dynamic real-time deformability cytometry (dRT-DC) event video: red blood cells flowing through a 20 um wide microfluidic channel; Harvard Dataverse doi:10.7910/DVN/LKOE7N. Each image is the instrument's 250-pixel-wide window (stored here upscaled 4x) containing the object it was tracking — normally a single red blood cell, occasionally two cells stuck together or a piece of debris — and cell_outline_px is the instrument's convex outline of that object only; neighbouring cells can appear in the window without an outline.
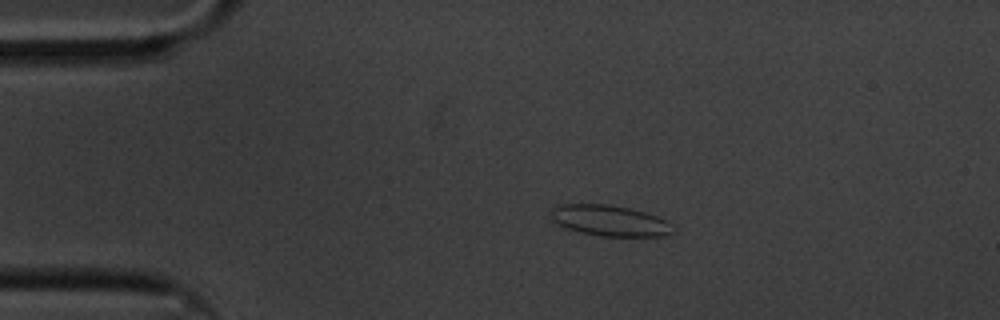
{"species": "common noctule bat (a hibernating species)", "species_latin": "Nyctalus noctula", "temperature_condition": "cold", "stored_images_in_passage": 48, "camera_frame_rate_fps": 3000, "um_per_image_px": 0.085, "animal": {"sex": "male", "body_mass_g": 20.1, "forearm_length_mm": 53.5}, "frame": {"image": 1, "passage_image": 1, "time_ms": 0.0, "image_size_px": [1000, 320], "cell_outline_px": [[672, 232], [664, 236], [600, 236], [580, 232], [568, 228], [552, 220], [552, 208], [560, 204], [608, 204], [628, 208], [644, 212], [656, 216], [672, 224]], "centroid_in_image_um": [51.82, 18.75], "position_along_channel_um": 33.2, "area_um2": 21.62}}
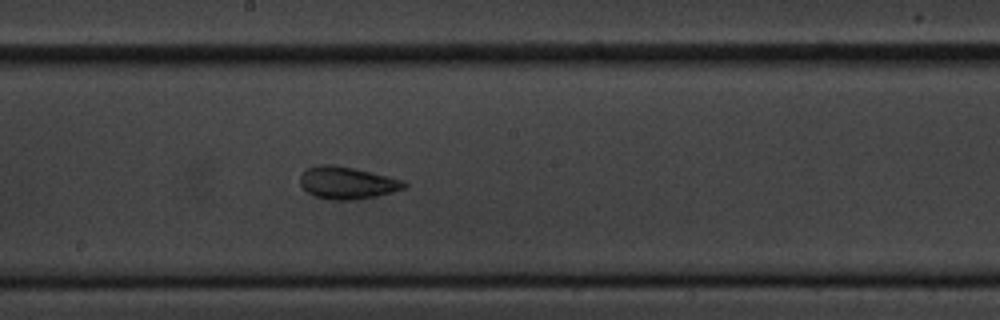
{"frame": {"image": 2, "passage_image": 21, "time_ms": 6.667, "image_size_px": [1000, 320], "cell_outline_px": [[408, 184], [404, 188], [392, 192], [376, 196], [356, 200], [332, 200], [316, 196], [308, 192], [300, 184], [300, 176], [308, 168], [316, 164], [336, 164], [404, 180]], "centroid_in_image_um": [29.51, 15.53], "position_along_channel_um": 218.7, "area_um2": 19.54}}
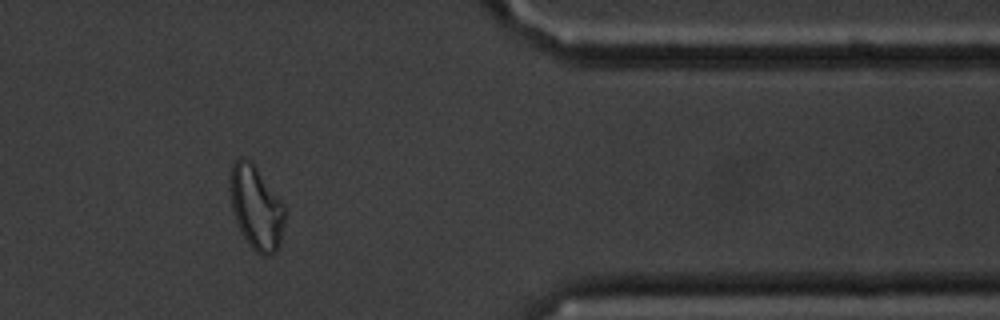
{"frame": {"image": 3, "passage_image": 38, "time_ms": 12.333, "image_size_px": [1000, 320], "cell_outline_px": [[288, 208], [280, 244], [276, 252], [272, 256], [264, 256], [256, 252], [248, 244], [236, 220], [232, 208], [228, 188], [228, 180], [232, 164], [240, 156], [244, 156], [256, 168]], "centroid_in_image_um": [21.79, 17.65], "position_along_channel_um": 389.6, "area_um2": 27.17}, "authors_computed_cell_mechanics": {"area_um2": 19.5653, "velocity_mm_per_s": 3.3962, "shape_relaxation_time_tau1_ms": 3.7588, "shape_relaxation_time_tau2_ms": 1.3759, "deformation_change_tau1": 0.1328, "deformation_change_tau2": 0.0771}}